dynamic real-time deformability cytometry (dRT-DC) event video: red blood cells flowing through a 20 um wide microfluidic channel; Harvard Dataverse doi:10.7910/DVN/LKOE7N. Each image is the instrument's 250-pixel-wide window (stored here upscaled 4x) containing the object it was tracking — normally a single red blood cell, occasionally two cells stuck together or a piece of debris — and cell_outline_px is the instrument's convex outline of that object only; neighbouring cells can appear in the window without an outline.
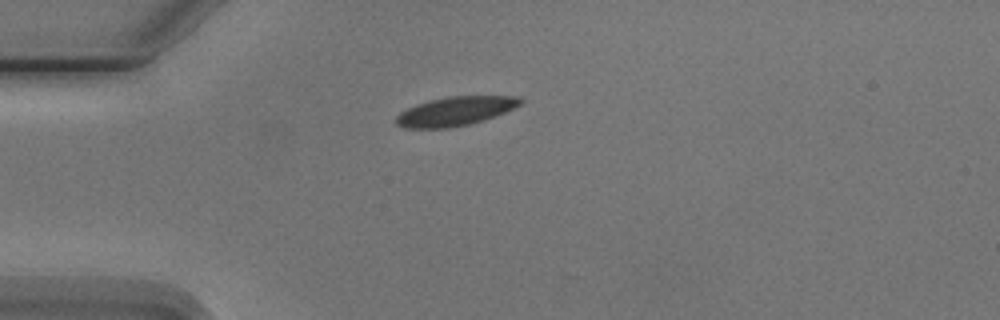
{"species": "Egyptian fruit bat (a non-hibernating species)", "species_latin": "Rousettus aegyptiacus", "temperature_condition": "cold", "stored_images_in_passage": 1, "camera_frame_rate_fps": 3000, "um_per_image_px": 0.085, "animal": {"sex": "male"}, "frame": {"image": 1, "passage_image": 1, "time_ms": 0.0, "image_size_px": [1000, 320], "cell_outline_px": [[524, 100], [520, 104], [504, 112], [484, 120], [468, 124], [448, 128], [404, 128], [396, 124], [396, 116], [400, 112], [416, 104], [448, 96], [520, 96]], "centroid_in_image_um": [38.69, 9.45], "position_along_channel_um": 46.3, "area_um2": 20.81}}